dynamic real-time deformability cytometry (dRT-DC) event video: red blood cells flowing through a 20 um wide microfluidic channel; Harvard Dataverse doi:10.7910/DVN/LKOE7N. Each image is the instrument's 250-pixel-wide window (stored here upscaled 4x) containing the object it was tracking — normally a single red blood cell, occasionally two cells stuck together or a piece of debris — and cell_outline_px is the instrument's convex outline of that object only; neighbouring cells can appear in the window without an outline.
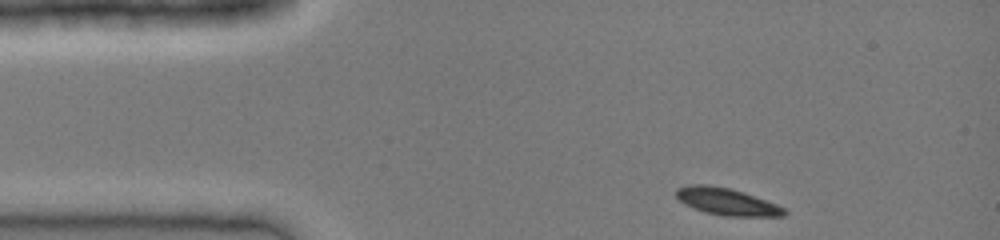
{"species": "common noctule bat (a hibernating species)", "species_latin": "Nyctalus noctula", "temperature_condition": "cold", "stored_images_in_passage": 33, "camera_frame_rate_fps": 3000, "um_per_image_px": 0.085, "animal": {"sex": "female", "body_mass_g": 19.0, "forearm_length_mm": 51.5}, "frame": {"image": 1, "passage_image": 1, "time_ms": 0.0, "image_size_px": [1000, 240], "cell_outline_px": [[788, 212], [784, 216], [724, 216], [704, 212], [684, 204], [676, 196], [676, 188], [688, 184], [708, 184], [732, 188], [744, 192], [776, 204], [784, 208]], "centroid_in_image_um": [61.75, 17.12], "position_along_channel_um": 23.2, "area_um2": 17.17}}
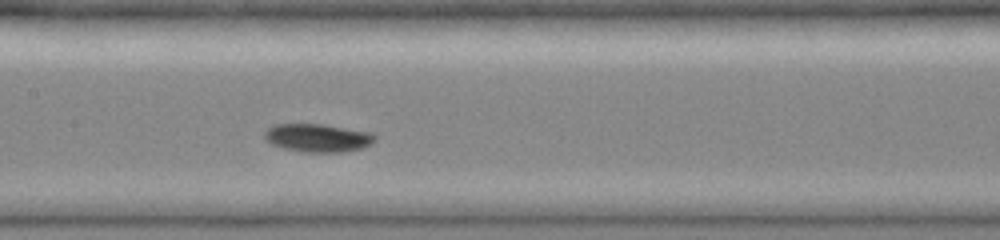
{"frame": {"image": 2, "passage_image": 15, "time_ms": 4.667, "image_size_px": [1000, 240], "cell_outline_px": [[376, 140], [372, 144], [360, 148], [340, 152], [308, 152], [284, 148], [272, 144], [264, 136], [264, 132], [268, 128], [276, 124], [324, 124], [372, 132], [376, 136]], "centroid_in_image_um": [27.05, 11.7], "position_along_channel_um": 180.3, "area_um2": 18.03}}
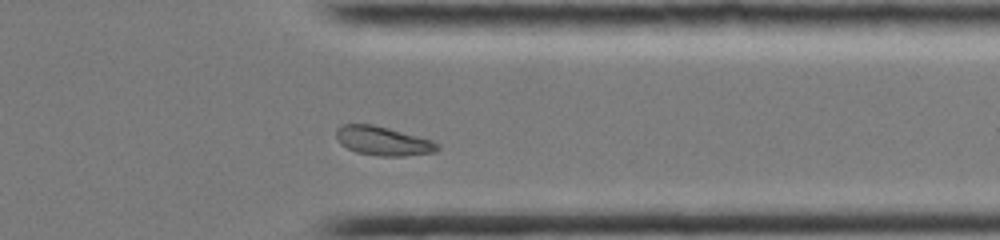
{"frame": {"image": 3, "passage_image": 28, "time_ms": 9.0, "image_size_px": [1000, 240], "cell_outline_px": [[440, 148], [436, 152], [404, 156], [376, 156], [356, 152], [340, 144], [336, 140], [336, 128], [344, 124], [372, 124], [388, 128], [432, 140], [440, 144]], "centroid_in_image_um": [32.55, 11.99], "position_along_channel_um": 378.9, "area_um2": 17.22}}